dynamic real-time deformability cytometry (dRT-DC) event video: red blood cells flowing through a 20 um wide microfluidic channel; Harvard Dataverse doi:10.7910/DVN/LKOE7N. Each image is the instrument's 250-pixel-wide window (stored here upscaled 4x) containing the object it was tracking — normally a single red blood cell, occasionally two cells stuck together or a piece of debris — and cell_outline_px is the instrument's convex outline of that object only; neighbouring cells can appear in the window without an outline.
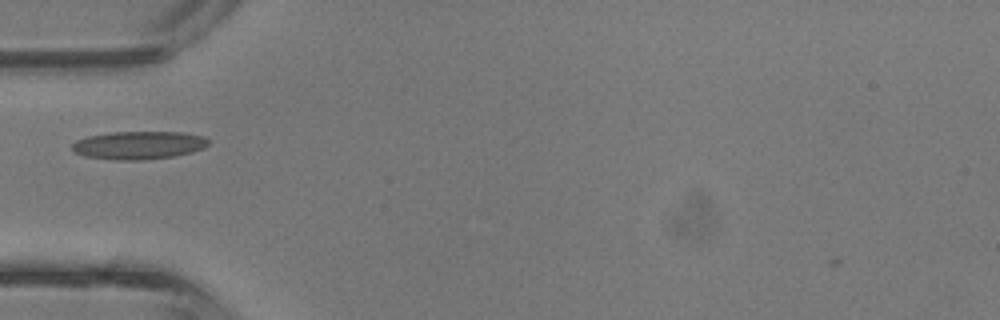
{"species": "common noctule bat (a hibernating species)", "species_latin": "Nyctalus noctula", "temperature_condition": "room temperature", "stored_images_in_passage": 1, "camera_frame_rate_fps": 3000, "um_per_image_px": 0.085, "animal": {"sex": "male", "body_mass_g": 13.3}, "frame": {"image": 1, "passage_image": 1, "time_ms": 0.0, "image_size_px": [1000, 320], "cell_outline_px": [[212, 140], [204, 148], [192, 152], [172, 156], [144, 160], [116, 160], [84, 156], [76, 152], [72, 148], [72, 144], [76, 140], [88, 136], [112, 132], [184, 132], [204, 136]], "centroid_in_image_um": [11.83, 12.33], "position_along_channel_um": 73.2, "area_um2": 22.37}}